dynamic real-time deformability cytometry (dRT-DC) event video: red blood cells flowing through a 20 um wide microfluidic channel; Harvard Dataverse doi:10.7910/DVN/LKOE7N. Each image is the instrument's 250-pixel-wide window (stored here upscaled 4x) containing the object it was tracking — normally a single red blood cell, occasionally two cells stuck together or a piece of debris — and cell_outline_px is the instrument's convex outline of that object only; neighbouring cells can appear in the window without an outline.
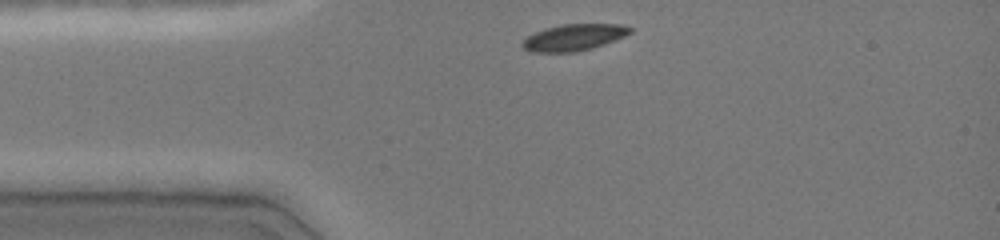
{"species": "common noctule bat (a hibernating species)", "species_latin": "Nyctalus noctula", "temperature_condition": "cold", "stored_images_in_passage": 32, "camera_frame_rate_fps": 3000, "um_per_image_px": 0.085, "animal": {"sex": "female", "body_mass_g": 19.0, "forearm_length_mm": 51.5}, "frame": {"image": 1, "passage_image": 1, "time_ms": 0.0, "image_size_px": [1000, 240], "cell_outline_px": [[632, 32], [624, 36], [604, 44], [592, 48], [576, 52], [532, 52], [524, 48], [520, 44], [528, 36], [544, 28], [560, 24], [624, 24], [632, 28]], "centroid_in_image_um": [48.78, 3.17], "position_along_channel_um": 36.2, "area_um2": 16.65}}
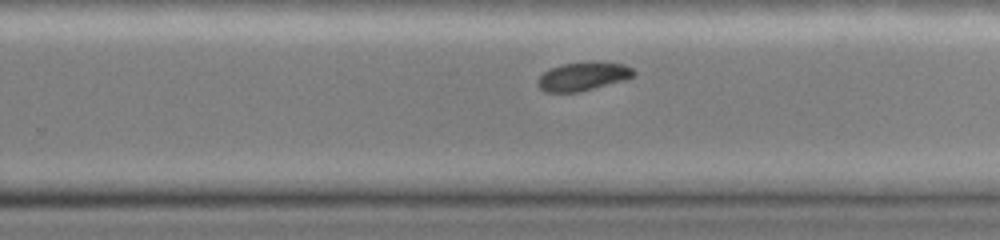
{"frame": {"image": 2, "passage_image": 21, "time_ms": 6.667, "image_size_px": [1000, 240], "cell_outline_px": [[636, 76], [624, 80], [580, 92], [544, 92], [536, 84], [536, 80], [548, 68], [560, 64], [592, 60], [596, 60], [624, 64], [632, 68], [636, 72]], "centroid_in_image_um": [49.56, 6.46], "position_along_channel_um": 280.2, "area_um2": 16.53}}
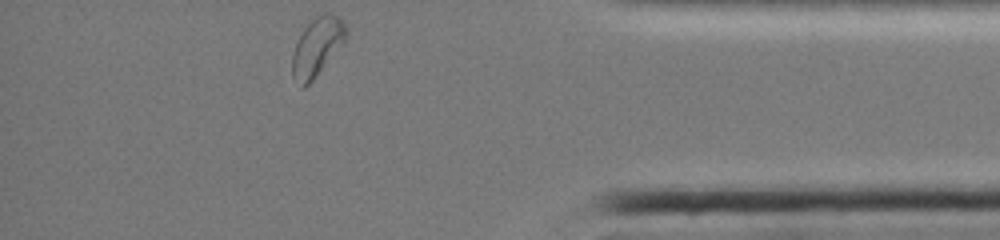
{"frame": {"image": 3, "passage_image": 32, "time_ms": 10.333, "image_size_px": [1000, 240], "cell_outline_px": [[348, 32], [344, 40], [312, 80], [304, 88], [300, 88], [292, 76], [292, 56], [296, 44], [304, 28], [320, 12], [328, 12], [336, 16], [348, 28]], "centroid_in_image_um": [26.92, 3.97], "position_along_channel_um": 408.3, "area_um2": 17.8}, "authors_computed_cell_mechanics": {"area_um2": 17.3111, "velocity_mm_per_s": 4.0107, "shape_relaxation_time_tau1_ms": 3.2618, "shape_relaxation_time_tau2_ms": null, "deformation_change_tau1": 0.0921, "deformation_change_tau2": null}}